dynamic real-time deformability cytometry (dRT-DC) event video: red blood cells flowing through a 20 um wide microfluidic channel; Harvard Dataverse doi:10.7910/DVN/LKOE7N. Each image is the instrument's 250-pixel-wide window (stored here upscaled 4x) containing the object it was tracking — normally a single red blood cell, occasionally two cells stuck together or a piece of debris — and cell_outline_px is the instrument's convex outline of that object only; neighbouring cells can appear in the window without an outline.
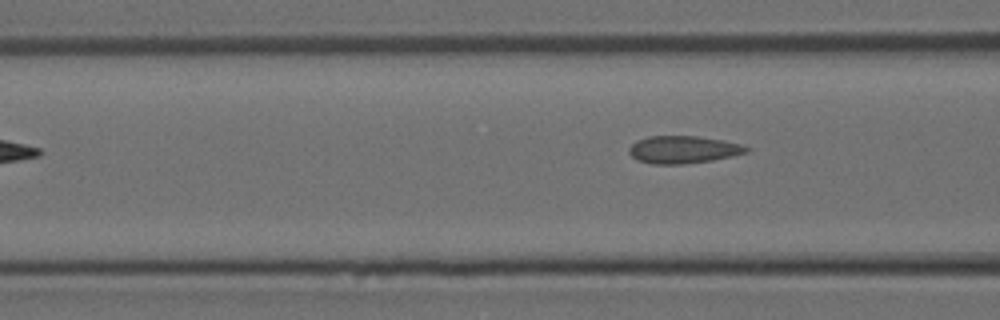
{"species": "Egyptian fruit bat (a non-hibernating species)", "species_latin": "Rousettus aegyptiacus", "temperature_condition": "room temperature", "stored_images_in_passage": 4, "camera_frame_rate_fps": 3000, "um_per_image_px": 0.085, "animal": {"sex": "female"}, "frame": {"image": 1, "passage_image": 3, "time_ms": 0.667, "image_size_px": [1000, 320], "cell_outline_px": [[748, 152], [732, 156], [712, 160], [680, 164], [652, 164], [636, 160], [628, 152], [628, 148], [636, 140], [648, 136], [696, 136], [724, 140], [740, 144], [748, 148]], "centroid_in_image_um": [58.03, 12.71], "position_along_channel_um": 108.6, "area_um2": 18.79}}